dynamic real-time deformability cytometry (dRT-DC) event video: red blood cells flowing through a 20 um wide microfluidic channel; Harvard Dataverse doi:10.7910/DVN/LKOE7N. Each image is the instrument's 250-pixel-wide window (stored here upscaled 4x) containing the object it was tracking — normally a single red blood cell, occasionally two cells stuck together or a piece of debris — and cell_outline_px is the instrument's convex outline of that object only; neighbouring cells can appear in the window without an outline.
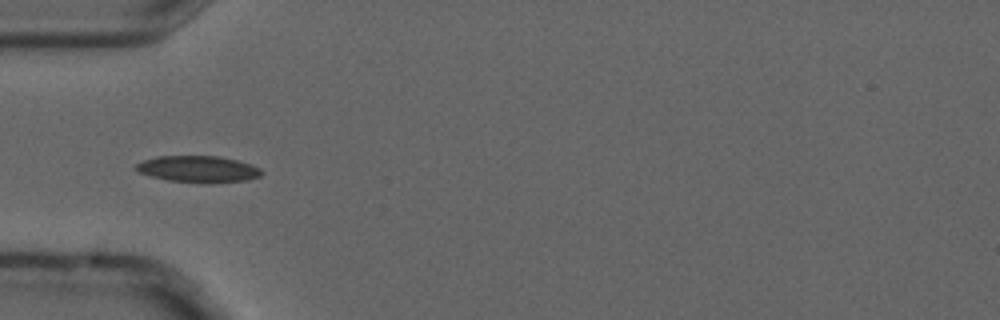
{"species": "common noctule bat (a hibernating species)", "species_latin": "Nyctalus noctula", "temperature_condition": "cold", "stored_images_in_passage": 9, "camera_frame_rate_fps": 3000, "um_per_image_px": 0.085, "animal": {"sex": "male", "forearm_length_mm": 52.5}, "frame": {"image": 1, "passage_image": 6, "time_ms": 1.667, "image_size_px": [1000, 320], "cell_outline_px": [[264, 172], [260, 176], [248, 180], [208, 184], [200, 184], [168, 180], [136, 172], [132, 168], [136, 164], [144, 160], [156, 156], [216, 156], [236, 160], [252, 164], [260, 168]], "centroid_in_image_um": [16.84, 14.39], "position_along_channel_um": 68.2, "area_um2": 19.83}}
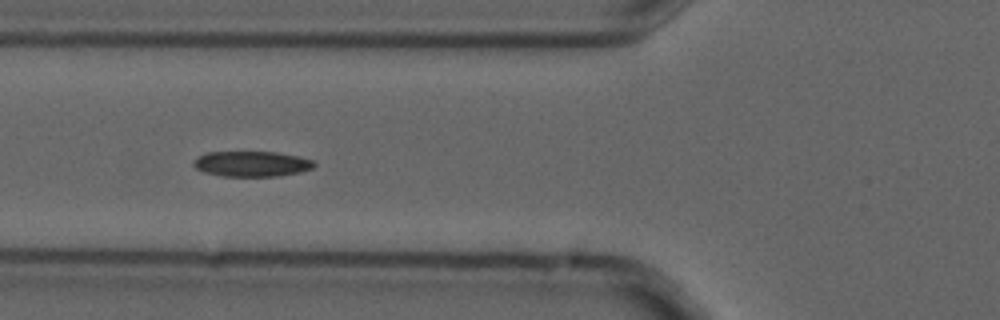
{"frame": {"image": 2, "passage_image": 7, "time_ms": 2.0, "image_size_px": [1000, 320], "cell_outline_px": [[316, 164], [312, 168], [300, 172], [280, 176], [220, 176], [204, 172], [196, 168], [192, 164], [200, 156], [208, 152], [276, 152], [296, 156], [312, 160]], "centroid_in_image_um": [21.4, 13.93], "position_along_channel_um": 104.4, "area_um2": 17.69}}
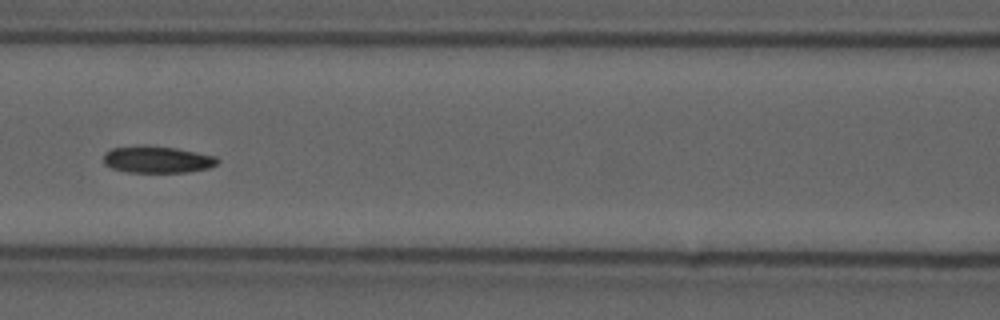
{"frame": {"image": 3, "passage_image": 8, "time_ms": 2.333, "image_size_px": [1000, 320], "cell_outline_px": [[220, 160], [216, 164], [208, 168], [188, 172], [128, 172], [112, 168], [104, 164], [104, 156], [112, 148], [144, 144], [176, 148], [216, 156]], "centroid_in_image_um": [13.38, 13.55], "position_along_channel_um": 153.2, "area_um2": 17.86}}